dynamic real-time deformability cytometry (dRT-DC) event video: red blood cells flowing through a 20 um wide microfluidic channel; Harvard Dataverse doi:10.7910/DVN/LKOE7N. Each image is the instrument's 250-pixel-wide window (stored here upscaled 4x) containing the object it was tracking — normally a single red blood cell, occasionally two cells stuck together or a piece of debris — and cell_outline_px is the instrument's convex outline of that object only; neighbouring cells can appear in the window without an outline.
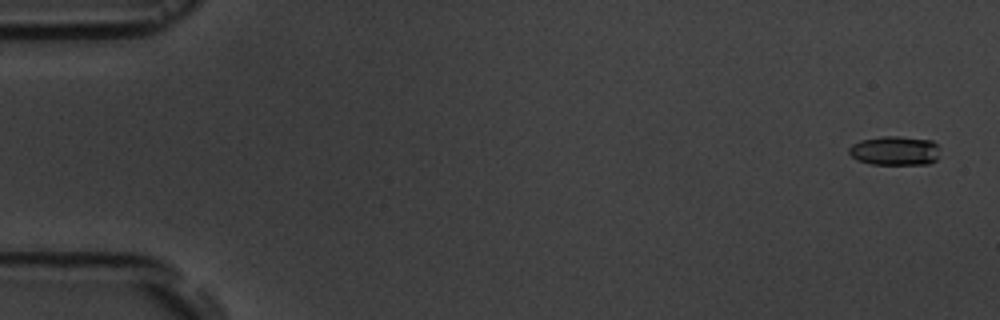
{"species": "common noctule bat (a hibernating species)", "species_latin": "Nyctalus noctula", "temperature_condition": "room temperature", "stored_images_in_passage": 15, "camera_frame_rate_fps": 3000, "um_per_image_px": 0.085, "animal": {"sex": "male", "body_mass_g": 19.5, "forearm_length_mm": 54.6}, "frame": {"image": 1, "passage_image": 1, "time_ms": 0.0, "image_size_px": [1000, 320], "cell_outline_px": [[936, 160], [928, 164], [872, 164], [856, 160], [848, 152], [848, 148], [852, 144], [860, 140], [880, 136], [900, 136], [932, 140], [936, 144]], "centroid_in_image_um": [76.0, 12.8], "position_along_channel_um": 9.0, "area_um2": 15.43}}
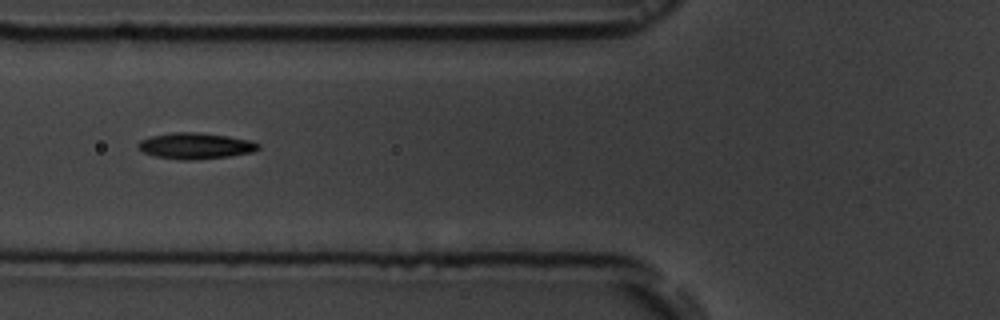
{"frame": {"image": 2, "passage_image": 6, "time_ms": 6.667, "image_size_px": [1000, 320], "cell_outline_px": [[260, 148], [252, 152], [228, 156], [188, 160], [180, 160], [152, 156], [144, 152], [136, 144], [140, 140], [152, 136], [172, 132], [196, 132], [228, 136], [252, 140], [260, 144]], "centroid_in_image_um": [16.61, 12.39], "position_along_channel_um": 109.2, "area_um2": 18.26}}
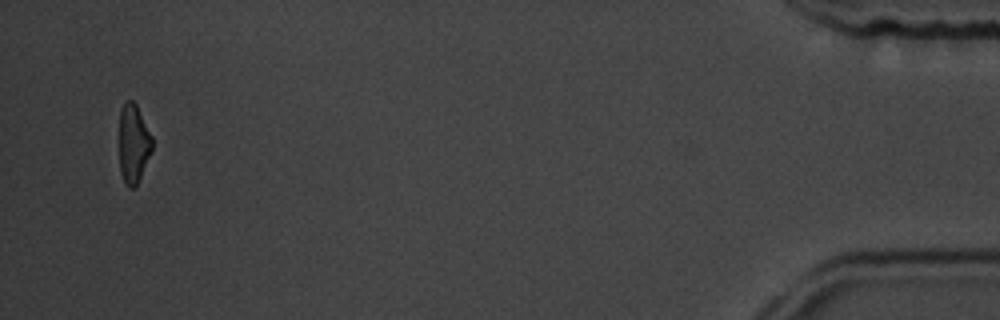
{"frame": {"image": 3, "passage_image": 15, "time_ms": 17.667, "image_size_px": [1000, 320], "cell_outline_px": [[152, 148], [140, 176], [136, 184], [132, 188], [128, 188], [124, 184], [120, 172], [120, 112], [124, 104], [128, 100], [132, 100], [136, 104], [152, 136]], "centroid_in_image_um": [11.33, 12.21], "position_along_channel_um": 423.9, "area_um2": 14.8}, "authors_computed_cell_mechanics": {"area_um2": 16.5308, "velocity_mm_per_s": 3.6301, "shape_relaxation_time_tau1_ms": 4.9196, "shape_relaxation_time_tau2_ms": 4.7549, "deformation_change_tau1": 0.1325, "deformation_change_tau2": 0.1065}}